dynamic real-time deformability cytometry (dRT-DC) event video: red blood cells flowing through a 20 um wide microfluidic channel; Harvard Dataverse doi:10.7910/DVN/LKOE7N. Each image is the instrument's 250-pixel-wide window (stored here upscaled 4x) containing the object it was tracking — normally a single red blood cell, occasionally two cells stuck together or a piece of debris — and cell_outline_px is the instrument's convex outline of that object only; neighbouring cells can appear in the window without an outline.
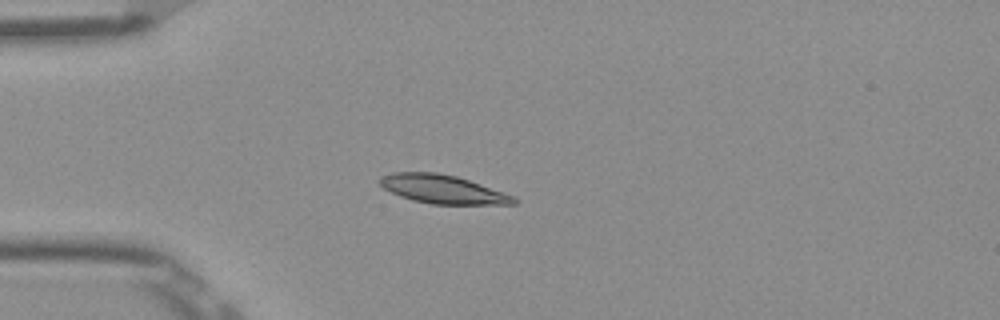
{"species": "Egyptian fruit bat (a non-hibernating species)", "species_latin": "Rousettus aegyptiacus", "temperature_condition": "room temperature", "stored_images_in_passage": 39, "camera_frame_rate_fps": 3000, "um_per_image_px": 0.085, "frame": {"image": 1, "passage_image": 1, "time_ms": 0.0, "image_size_px": [1000, 320], "cell_outline_px": [[520, 200], [516, 204], [432, 204], [412, 200], [400, 196], [384, 188], [380, 184], [380, 176], [392, 172], [436, 172], [456, 176], [516, 196]], "centroid_in_image_um": [37.66, 16.08], "position_along_channel_um": 47.3, "area_um2": 22.31}}
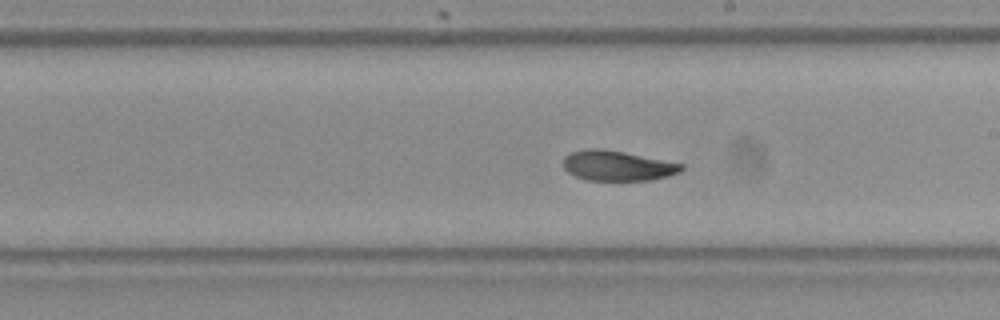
{"frame": {"image": 2, "passage_image": 17, "time_ms": 5.333, "image_size_px": [1000, 320], "cell_outline_px": [[684, 168], [680, 172], [668, 176], [648, 180], [584, 180], [568, 172], [564, 168], [564, 156], [572, 152], [588, 148], [600, 148], [624, 152], [684, 164]], "centroid_in_image_um": [52.48, 14.08], "position_along_channel_um": 236.5, "area_um2": 20.63}}
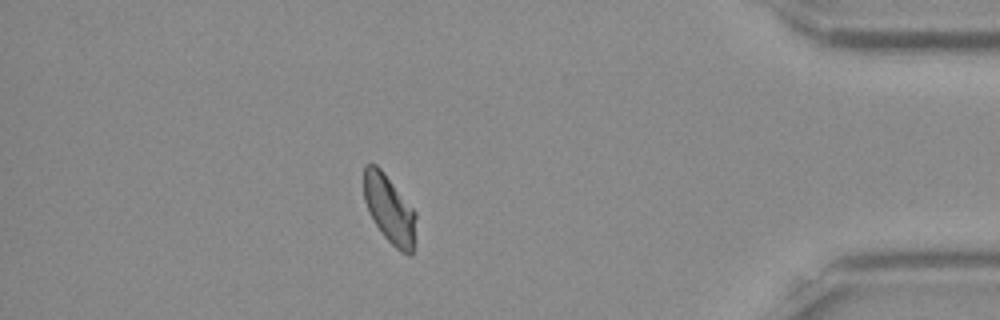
{"frame": {"image": 3, "passage_image": 33, "time_ms": 10.667, "image_size_px": [1000, 320], "cell_outline_px": [[416, 216], [412, 256], [408, 256], [400, 252], [384, 236], [368, 212], [364, 200], [364, 164], [376, 164], [380, 168], [416, 212]], "centroid_in_image_um": [33.09, 17.8], "position_along_channel_um": 402.1, "area_um2": 20.52}, "authors_computed_cell_mechanics": {"area_um2": 21.4438, "velocity_mm_per_s": 3.8659, "shape_relaxation_time_tau1_ms": 4.4223, "shape_relaxation_time_tau2_ms": 1.6495, "deformation_change_tau1": 0.1236, "deformation_change_tau2": 0.0492}}